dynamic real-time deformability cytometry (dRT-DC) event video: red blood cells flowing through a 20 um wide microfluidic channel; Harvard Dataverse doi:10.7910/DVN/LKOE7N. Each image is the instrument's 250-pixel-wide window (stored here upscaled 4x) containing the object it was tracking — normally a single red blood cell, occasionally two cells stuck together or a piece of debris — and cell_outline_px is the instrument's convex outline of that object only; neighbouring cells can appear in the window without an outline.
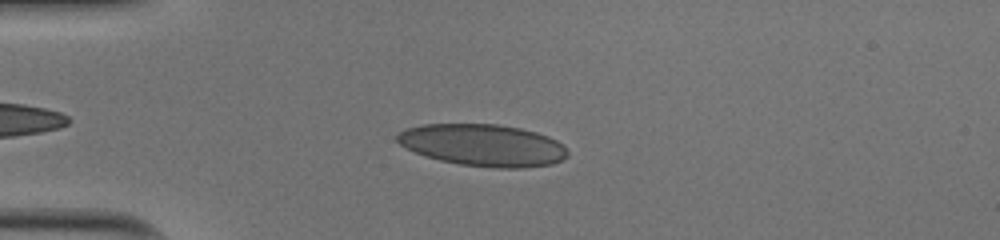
{"species": "human", "species_latin": "Homo sapiens", "temperature_condition": "cold", "stored_images_in_passage": 39, "camera_frame_rate_fps": 3000, "um_per_image_px": 0.085, "donor": {"sex": "male"}, "frame": {"image": 1, "passage_image": 6, "time_ms": 1.667, "image_size_px": [1000, 240], "cell_outline_px": [[568, 156], [552, 164], [524, 168], [492, 168], [460, 164], [440, 160], [416, 152], [400, 144], [396, 140], [396, 136], [400, 132], [408, 128], [424, 124], [496, 124], [520, 128], [536, 132], [548, 136], [556, 140], [568, 152]], "centroid_in_image_um": [41.07, 12.34], "position_along_channel_um": 43.9, "area_um2": 41.38}}
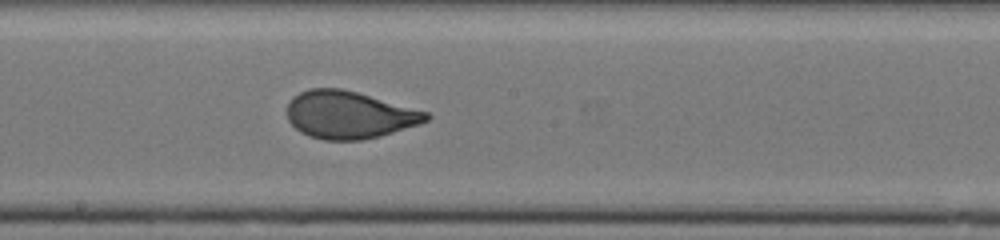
{"frame": {"image": 2, "passage_image": 21, "time_ms": 6.667, "image_size_px": [1000, 240], "cell_outline_px": [[432, 116], [428, 120], [420, 124], [380, 136], [360, 140], [324, 140], [308, 136], [300, 132], [288, 120], [288, 104], [292, 96], [308, 88], [340, 88], [356, 92], [428, 112]], "centroid_in_image_um": [29.66, 9.76], "position_along_channel_um": 218.5, "area_um2": 38.38}}
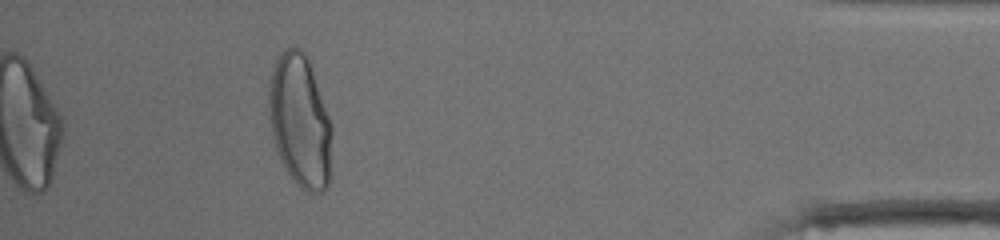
{"frame": {"image": 3, "passage_image": 39, "time_ms": 12.667, "image_size_px": [1000, 240], "cell_outline_px": [[332, 132], [328, 188], [320, 192], [304, 192], [292, 180], [276, 148], [272, 132], [268, 104], [268, 92], [272, 72], [276, 60], [284, 48], [296, 48], [304, 52], [312, 68], [332, 124]], "centroid_in_image_um": [25.52, 10.31], "position_along_channel_um": 409.7, "area_um2": 48.55}, "authors_computed_cell_mechanics": {"area_um2": 40.3444, "velocity_mm_per_s": 4.0178, "shape_relaxation_time_tau1_ms": 4.9092, "shape_relaxation_time_tau2_ms": null, "deformation_change_tau1": 0.1891, "deformation_change_tau2": null}}